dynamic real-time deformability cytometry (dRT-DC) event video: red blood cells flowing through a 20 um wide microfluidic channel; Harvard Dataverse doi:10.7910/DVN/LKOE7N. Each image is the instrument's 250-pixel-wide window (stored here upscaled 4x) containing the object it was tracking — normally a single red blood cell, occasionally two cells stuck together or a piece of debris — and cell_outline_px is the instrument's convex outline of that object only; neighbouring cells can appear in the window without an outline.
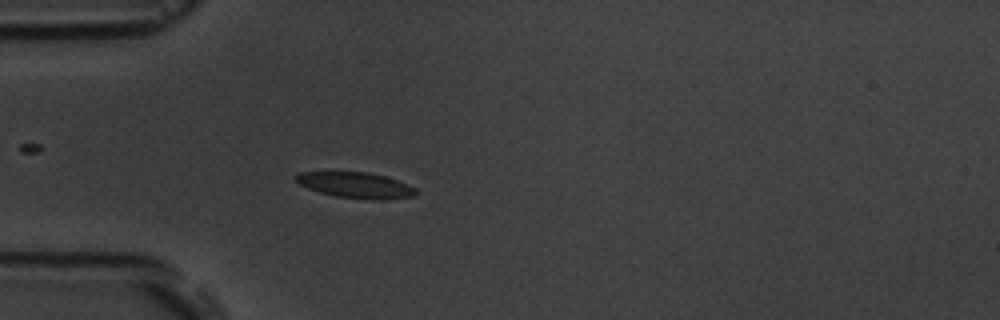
{"species": "common noctule bat (a hibernating species)", "species_latin": "Nyctalus noctula", "temperature_condition": "room temperature", "stored_images_in_passage": 5, "camera_frame_rate_fps": 3000, "um_per_image_px": 0.085, "animal": {"sex": "male", "body_mass_g": 19.5, "forearm_length_mm": 54.6}, "frame": {"image": 1, "passage_image": 5, "time_ms": 5.0, "image_size_px": [1000, 320], "cell_outline_px": [[416, 196], [384, 200], [368, 200], [336, 196], [320, 192], [308, 188], [300, 184], [296, 180], [296, 176], [300, 172], [368, 172], [384, 176], [396, 180], [416, 188]], "centroid_in_image_um": [30.27, 15.75], "position_along_channel_um": 54.7, "area_um2": 17.92}}